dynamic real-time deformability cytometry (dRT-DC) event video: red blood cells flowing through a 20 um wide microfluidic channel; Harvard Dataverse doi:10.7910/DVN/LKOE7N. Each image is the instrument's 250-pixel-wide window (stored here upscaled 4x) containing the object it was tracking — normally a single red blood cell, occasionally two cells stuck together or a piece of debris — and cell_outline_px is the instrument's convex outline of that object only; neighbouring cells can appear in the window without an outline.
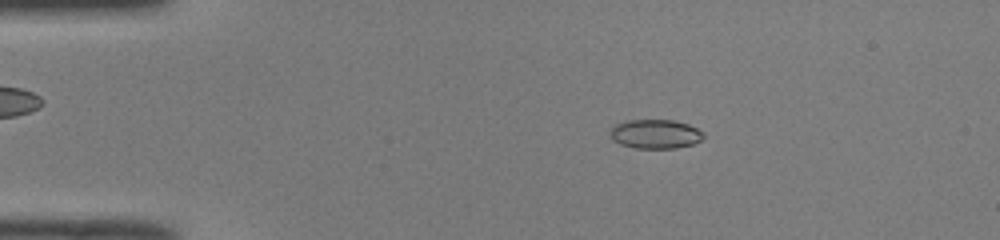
{"species": "common noctule bat (a hibernating species)", "species_latin": "Nyctalus noctula", "temperature_condition": "room temperature", "stored_images_in_passage": 50, "camera_frame_rate_fps": 3000, "um_per_image_px": 0.085, "animal": {"sex": "male", "body_mass_g": 19.0, "forearm_length_mm": 50.8}, "frame": {"image": 1, "passage_image": 9, "time_ms": 2.667, "image_size_px": [1000, 240], "cell_outline_px": [[704, 136], [700, 140], [692, 144], [676, 148], [636, 148], [620, 144], [612, 140], [608, 132], [616, 124], [628, 120], [672, 120], [688, 124], [704, 132]], "centroid_in_image_um": [55.68, 11.39], "position_along_channel_um": 29.3, "area_um2": 15.84}}
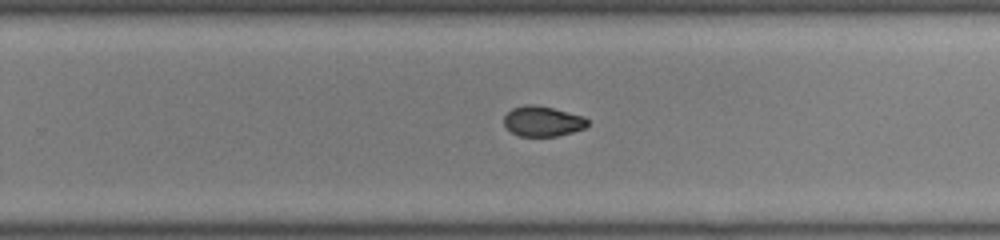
{"frame": {"image": 2, "passage_image": 32, "time_ms": 10.333, "image_size_px": [1000, 240], "cell_outline_px": [[588, 124], [584, 128], [572, 132], [556, 136], [520, 136], [512, 132], [504, 124], [504, 116], [512, 108], [524, 104], [532, 104], [552, 108], [584, 116], [588, 120]], "centroid_in_image_um": [46.12, 10.3], "position_along_channel_um": 283.7, "area_um2": 14.62}}
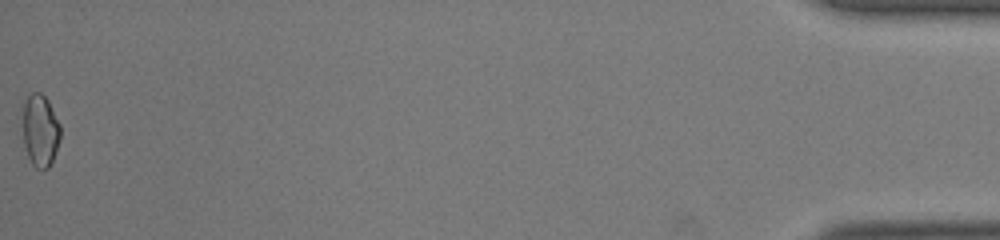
{"frame": {"image": 3, "passage_image": 50, "time_ms": 16.333, "image_size_px": [1000, 240], "cell_outline_px": [[60, 140], [52, 160], [48, 168], [36, 168], [32, 164], [28, 156], [24, 144], [24, 100], [32, 92], [40, 92], [48, 100], [60, 124]], "centroid_in_image_um": [3.44, 11.08], "position_along_channel_um": 431.8, "area_um2": 15.61}, "authors_computed_cell_mechanics": {"area_um2": 15.5482, "velocity_mm_per_s": 4.0911, "shape_relaxation_time_tau1_ms": null, "shape_relaxation_time_tau2_ms": 3.4765, "deformation_change_tau1": null, "deformation_change_tau2": 0.0562}}